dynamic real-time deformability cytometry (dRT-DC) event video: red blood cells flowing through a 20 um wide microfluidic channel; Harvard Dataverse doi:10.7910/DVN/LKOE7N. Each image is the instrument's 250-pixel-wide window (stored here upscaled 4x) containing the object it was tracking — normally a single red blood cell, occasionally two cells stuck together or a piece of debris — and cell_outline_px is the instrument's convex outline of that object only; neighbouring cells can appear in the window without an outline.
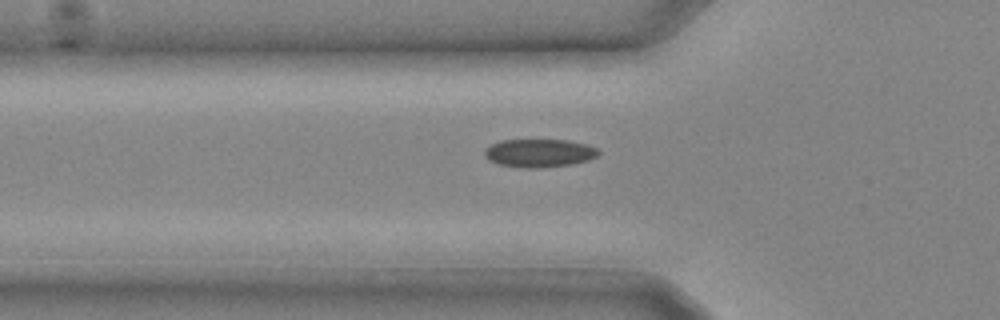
{"species": "common noctule bat (a hibernating species)", "species_latin": "Nyctalus noctula", "temperature_condition": "cold", "stored_images_in_passage": 19, "camera_frame_rate_fps": 3000, "um_per_image_px": 0.085, "animal": {"sex": "male", "body_mass_g": 20.4}, "frame": {"image": 1, "passage_image": 3, "time_ms": 0.667, "image_size_px": [1000, 320], "cell_outline_px": [[600, 152], [596, 156], [588, 160], [572, 164], [540, 168], [520, 168], [500, 164], [488, 160], [484, 156], [484, 152], [492, 144], [500, 140], [568, 140], [588, 144], [596, 148]], "centroid_in_image_um": [45.84, 13.01], "position_along_channel_um": 80.0, "area_um2": 18.73}}
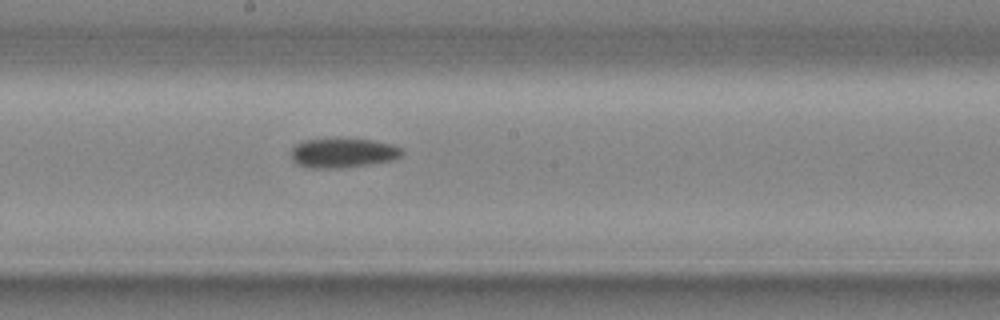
{"frame": {"image": 2, "passage_image": 9, "time_ms": 2.667, "image_size_px": [1000, 320], "cell_outline_px": [[404, 152], [400, 156], [392, 160], [368, 164], [340, 168], [308, 168], [296, 164], [292, 160], [292, 148], [296, 144], [304, 140], [372, 140], [392, 144], [400, 148]], "centroid_in_image_um": [29.13, 13.02], "position_along_channel_um": 219.1, "area_um2": 18.67}}
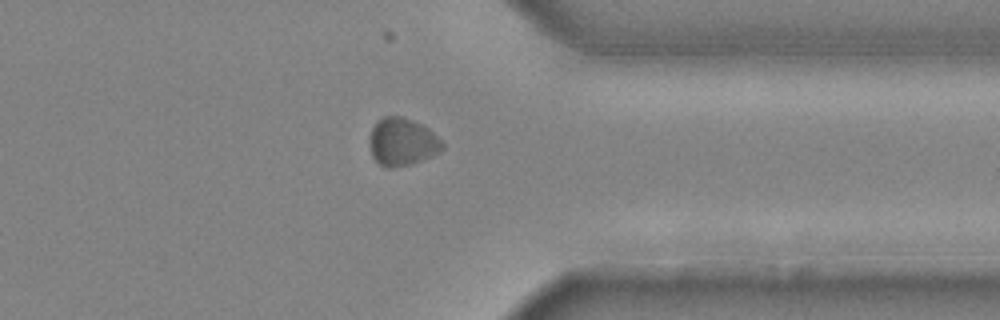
{"frame": {"image": 3, "passage_image": 16, "time_ms": 5.0, "image_size_px": [1000, 320], "cell_outline_px": [[444, 148], [440, 152], [408, 164], [392, 168], [388, 168], [380, 164], [372, 156], [368, 140], [372, 128], [384, 116], [404, 116], [424, 124], [444, 144]], "centroid_in_image_um": [34.18, 12.04], "position_along_channel_um": 377.2, "area_um2": 20.11}}